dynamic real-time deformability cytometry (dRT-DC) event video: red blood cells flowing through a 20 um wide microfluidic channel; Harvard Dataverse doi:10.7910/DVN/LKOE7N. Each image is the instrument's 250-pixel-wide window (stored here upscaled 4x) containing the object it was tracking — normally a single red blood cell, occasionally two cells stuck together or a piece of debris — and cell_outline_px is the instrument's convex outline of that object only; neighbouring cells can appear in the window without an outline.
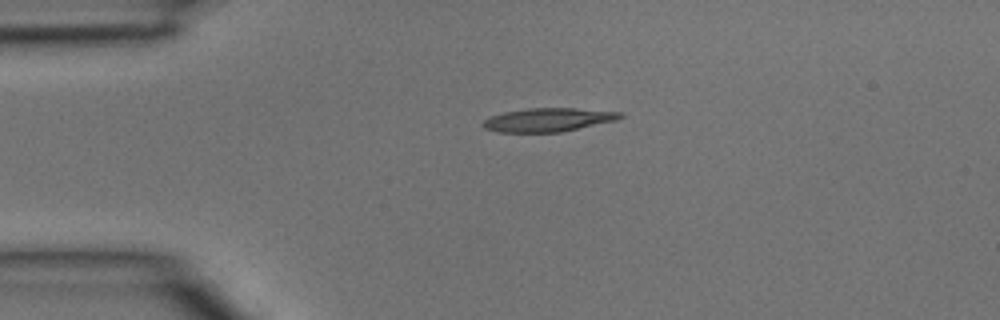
{"species": "common noctule bat (a hibernating species)", "species_latin": "Nyctalus noctula", "temperature_condition": "room temperature", "stored_images_in_passage": 3, "camera_frame_rate_fps": 3000, "um_per_image_px": 0.085, "animal": {"sex": "male", "body_mass_g": 15.6}, "frame": {"image": 1, "passage_image": 3, "time_ms": 0.667, "image_size_px": [1000, 320], "cell_outline_px": [[624, 116], [616, 120], [560, 132], [496, 132], [484, 128], [480, 124], [484, 120], [492, 116], [504, 112], [528, 108], [576, 108], [624, 112]], "centroid_in_image_um": [46.59, 10.18], "position_along_channel_um": 38.4, "area_um2": 18.84}}